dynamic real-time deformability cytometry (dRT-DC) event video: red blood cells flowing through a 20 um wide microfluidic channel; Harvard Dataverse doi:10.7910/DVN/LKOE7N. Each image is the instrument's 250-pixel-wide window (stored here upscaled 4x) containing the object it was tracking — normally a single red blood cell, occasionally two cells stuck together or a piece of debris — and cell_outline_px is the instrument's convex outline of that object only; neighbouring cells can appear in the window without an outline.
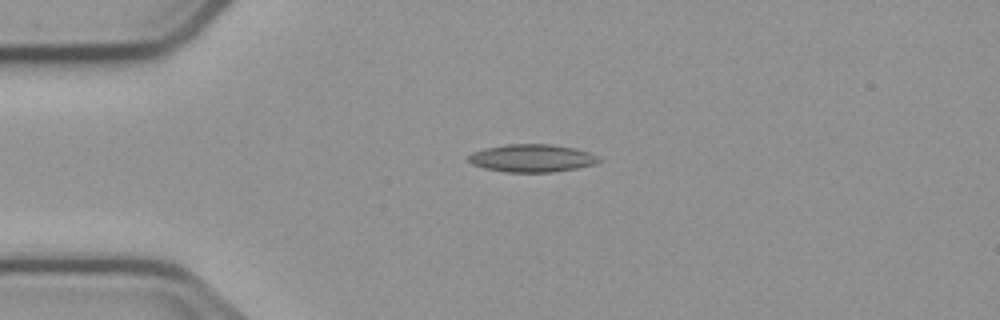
{"species": "common noctule bat (a hibernating species)", "species_latin": "Nyctalus noctula", "temperature_condition": "cold", "stored_images_in_passage": 2, "camera_frame_rate_fps": 3000, "um_per_image_px": 0.085, "animal": {"sex": "male", "body_mass_g": 23.1, "forearm_length_mm": 52.7}, "frame": {"image": 1, "passage_image": 1, "time_ms": 0.0, "image_size_px": [1000, 320], "cell_outline_px": [[604, 160], [596, 164], [576, 168], [552, 172], [504, 172], [484, 168], [472, 164], [468, 160], [468, 156], [472, 152], [484, 148], [508, 144], [552, 144], [576, 148], [600, 156]], "centroid_in_image_um": [45.25, 13.44], "position_along_channel_um": 39.7, "area_um2": 21.33}}